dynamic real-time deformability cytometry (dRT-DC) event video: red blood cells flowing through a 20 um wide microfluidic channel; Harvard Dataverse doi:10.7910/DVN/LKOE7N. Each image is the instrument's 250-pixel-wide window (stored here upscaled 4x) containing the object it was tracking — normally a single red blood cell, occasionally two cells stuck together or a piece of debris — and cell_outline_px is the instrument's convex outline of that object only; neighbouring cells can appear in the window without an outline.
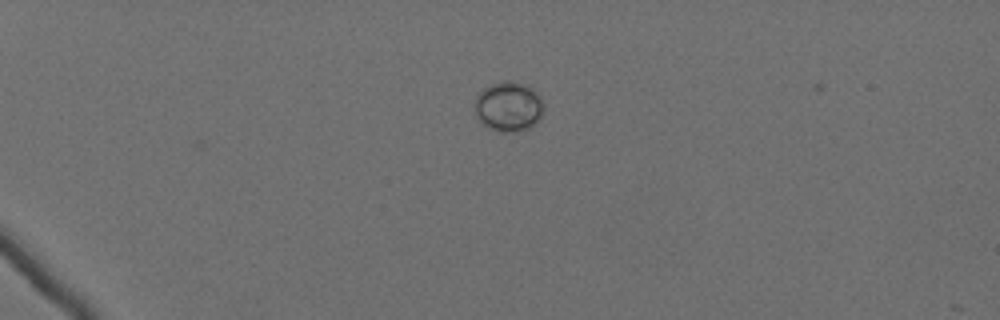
{"species": "Egyptian fruit bat (a non-hibernating species)", "species_latin": "Rousettus aegyptiacus", "temperature_condition": "cold", "stored_images_in_passage": 6, "camera_frame_rate_fps": 3000, "um_per_image_px": 0.085, "animal": {"sex": "female"}, "frame": {"image": 1, "passage_image": 3, "time_ms": 0.667, "image_size_px": [1000, 320], "cell_outline_px": [[544, 112], [540, 120], [536, 124], [528, 128], [516, 132], [496, 132], [488, 128], [476, 116], [472, 108], [476, 92], [492, 84], [504, 80], [508, 80], [524, 84], [532, 88], [540, 96], [544, 104]], "centroid_in_image_um": [43.2, 9.07], "position_along_channel_um": 41.8, "area_um2": 20.69}}